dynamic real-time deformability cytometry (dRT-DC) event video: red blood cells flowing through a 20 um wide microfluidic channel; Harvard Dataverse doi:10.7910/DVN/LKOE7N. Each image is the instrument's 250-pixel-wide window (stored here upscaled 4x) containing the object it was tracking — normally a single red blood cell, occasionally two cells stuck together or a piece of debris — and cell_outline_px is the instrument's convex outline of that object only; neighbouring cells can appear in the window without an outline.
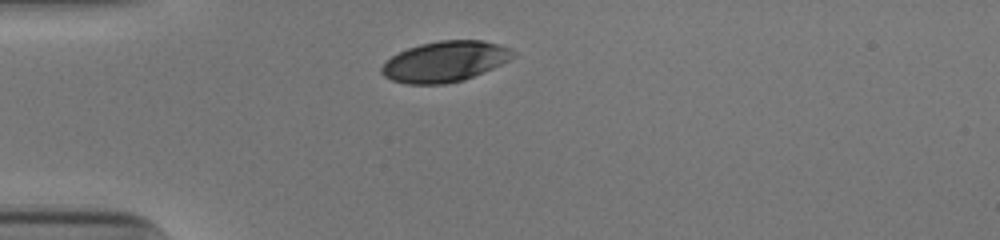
{"species": "human", "species_latin": "Homo sapiens", "temperature_condition": "cold", "stored_images_in_passage": 29, "camera_frame_rate_fps": 3000, "um_per_image_px": 0.085, "donor": {"sex": "male"}, "frame": {"image": 1, "passage_image": 1, "time_ms": 0.0, "image_size_px": [1000, 240], "cell_outline_px": [[516, 56], [492, 68], [464, 80], [444, 84], [408, 84], [392, 80], [384, 76], [380, 72], [380, 68], [392, 56], [408, 48], [420, 44], [440, 40], [484, 40], [508, 48], [516, 52]], "centroid_in_image_um": [37.81, 5.23], "position_along_channel_um": 47.2, "area_um2": 30.87}}
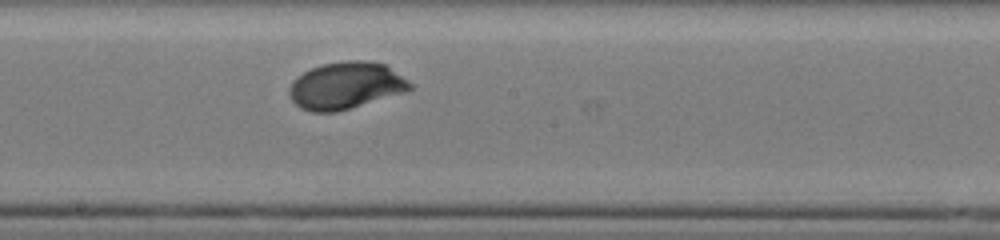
{"frame": {"image": 2, "passage_image": 16, "time_ms": 5.0, "image_size_px": [1000, 240], "cell_outline_px": [[412, 88], [408, 92], [336, 112], [312, 112], [300, 108], [292, 100], [288, 92], [288, 88], [292, 80], [296, 76], [312, 68], [324, 64], [348, 60], [364, 60], [384, 64], [408, 80], [412, 84]], "centroid_in_image_um": [29.39, 7.28], "position_along_channel_um": 218.8, "area_um2": 33.18}}
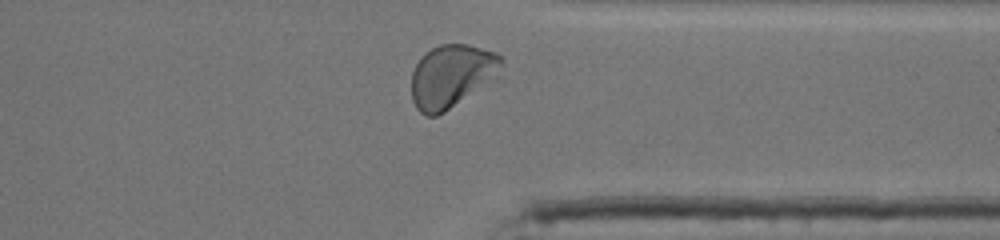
{"frame": {"image": 3, "passage_image": 28, "time_ms": 9.0, "image_size_px": [1000, 240], "cell_outline_px": [[500, 64], [444, 112], [436, 116], [428, 116], [420, 112], [416, 108], [412, 100], [412, 72], [420, 56], [424, 52], [440, 44], [468, 44], [496, 52], [500, 56]], "centroid_in_image_um": [38.17, 6.4], "position_along_channel_um": 373.2, "area_um2": 30.69}, "authors_computed_cell_mechanics": {"area_um2": 32.0212, "velocity_mm_per_s": 3.8697, "shape_relaxation_time_tau1_ms": 2.6743, "shape_relaxation_time_tau2_ms": null, "deformation_change_tau1": 0.1531, "deformation_change_tau2": null}}